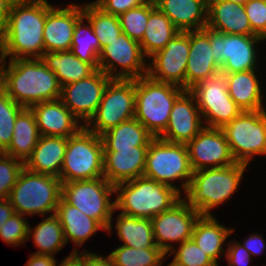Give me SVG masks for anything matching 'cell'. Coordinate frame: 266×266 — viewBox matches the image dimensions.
I'll return each mask as SVG.
<instances>
[{
  "mask_svg": "<svg viewBox=\"0 0 266 266\" xmlns=\"http://www.w3.org/2000/svg\"><path fill=\"white\" fill-rule=\"evenodd\" d=\"M53 6L47 0H15L0 37V60L41 58L45 52L43 30Z\"/></svg>",
  "mask_w": 266,
  "mask_h": 266,
  "instance_id": "obj_1",
  "label": "cell"
},
{
  "mask_svg": "<svg viewBox=\"0 0 266 266\" xmlns=\"http://www.w3.org/2000/svg\"><path fill=\"white\" fill-rule=\"evenodd\" d=\"M0 60V86L24 108L44 101L60 99L61 86L57 76L41 58L12 59L8 68Z\"/></svg>",
  "mask_w": 266,
  "mask_h": 266,
  "instance_id": "obj_2",
  "label": "cell"
},
{
  "mask_svg": "<svg viewBox=\"0 0 266 266\" xmlns=\"http://www.w3.org/2000/svg\"><path fill=\"white\" fill-rule=\"evenodd\" d=\"M177 186H169L145 176L115 185V210L121 209V214L152 219L155 215L170 209L181 199Z\"/></svg>",
  "mask_w": 266,
  "mask_h": 266,
  "instance_id": "obj_3",
  "label": "cell"
},
{
  "mask_svg": "<svg viewBox=\"0 0 266 266\" xmlns=\"http://www.w3.org/2000/svg\"><path fill=\"white\" fill-rule=\"evenodd\" d=\"M246 168L245 164L235 163L194 171L184 201L201 216H212L210 210L224 203L236 191Z\"/></svg>",
  "mask_w": 266,
  "mask_h": 266,
  "instance_id": "obj_4",
  "label": "cell"
},
{
  "mask_svg": "<svg viewBox=\"0 0 266 266\" xmlns=\"http://www.w3.org/2000/svg\"><path fill=\"white\" fill-rule=\"evenodd\" d=\"M185 89L148 75L135 79V116L154 137L167 128L176 99Z\"/></svg>",
  "mask_w": 266,
  "mask_h": 266,
  "instance_id": "obj_5",
  "label": "cell"
},
{
  "mask_svg": "<svg viewBox=\"0 0 266 266\" xmlns=\"http://www.w3.org/2000/svg\"><path fill=\"white\" fill-rule=\"evenodd\" d=\"M62 195V181L59 177L38 174L25 167L8 197L15 213L20 215L56 212Z\"/></svg>",
  "mask_w": 266,
  "mask_h": 266,
  "instance_id": "obj_6",
  "label": "cell"
},
{
  "mask_svg": "<svg viewBox=\"0 0 266 266\" xmlns=\"http://www.w3.org/2000/svg\"><path fill=\"white\" fill-rule=\"evenodd\" d=\"M104 146L100 135L83 126L68 137L60 171L62 183L104 177Z\"/></svg>",
  "mask_w": 266,
  "mask_h": 266,
  "instance_id": "obj_7",
  "label": "cell"
},
{
  "mask_svg": "<svg viewBox=\"0 0 266 266\" xmlns=\"http://www.w3.org/2000/svg\"><path fill=\"white\" fill-rule=\"evenodd\" d=\"M114 192L115 186L105 177H99L62 183L61 198L98 221L110 233L115 212V201H110V195Z\"/></svg>",
  "mask_w": 266,
  "mask_h": 266,
  "instance_id": "obj_8",
  "label": "cell"
},
{
  "mask_svg": "<svg viewBox=\"0 0 266 266\" xmlns=\"http://www.w3.org/2000/svg\"><path fill=\"white\" fill-rule=\"evenodd\" d=\"M192 175L193 170L185 144L168 142L159 137H154L150 141L143 176L169 186H174L170 181L187 180L182 182V188L186 190Z\"/></svg>",
  "mask_w": 266,
  "mask_h": 266,
  "instance_id": "obj_9",
  "label": "cell"
},
{
  "mask_svg": "<svg viewBox=\"0 0 266 266\" xmlns=\"http://www.w3.org/2000/svg\"><path fill=\"white\" fill-rule=\"evenodd\" d=\"M222 130L236 163L249 164L253 155H266V110L242 111Z\"/></svg>",
  "mask_w": 266,
  "mask_h": 266,
  "instance_id": "obj_10",
  "label": "cell"
},
{
  "mask_svg": "<svg viewBox=\"0 0 266 266\" xmlns=\"http://www.w3.org/2000/svg\"><path fill=\"white\" fill-rule=\"evenodd\" d=\"M134 116L135 79H111L103 92L96 113L85 127L101 135Z\"/></svg>",
  "mask_w": 266,
  "mask_h": 266,
  "instance_id": "obj_11",
  "label": "cell"
},
{
  "mask_svg": "<svg viewBox=\"0 0 266 266\" xmlns=\"http://www.w3.org/2000/svg\"><path fill=\"white\" fill-rule=\"evenodd\" d=\"M189 91L206 119V127L223 128L243 111L230 97L225 75L221 72L203 79Z\"/></svg>",
  "mask_w": 266,
  "mask_h": 266,
  "instance_id": "obj_12",
  "label": "cell"
},
{
  "mask_svg": "<svg viewBox=\"0 0 266 266\" xmlns=\"http://www.w3.org/2000/svg\"><path fill=\"white\" fill-rule=\"evenodd\" d=\"M210 45L214 60L221 67V73H235L257 70L255 44L264 38L257 35L223 34L209 29Z\"/></svg>",
  "mask_w": 266,
  "mask_h": 266,
  "instance_id": "obj_13",
  "label": "cell"
},
{
  "mask_svg": "<svg viewBox=\"0 0 266 266\" xmlns=\"http://www.w3.org/2000/svg\"><path fill=\"white\" fill-rule=\"evenodd\" d=\"M145 57L140 43L122 32L118 38L101 49L98 69L111 79H138L147 75ZM117 65L123 70L114 74L117 72Z\"/></svg>",
  "mask_w": 266,
  "mask_h": 266,
  "instance_id": "obj_14",
  "label": "cell"
},
{
  "mask_svg": "<svg viewBox=\"0 0 266 266\" xmlns=\"http://www.w3.org/2000/svg\"><path fill=\"white\" fill-rule=\"evenodd\" d=\"M190 50V31H179L165 46L152 56L147 75L159 82L185 89V74Z\"/></svg>",
  "mask_w": 266,
  "mask_h": 266,
  "instance_id": "obj_15",
  "label": "cell"
},
{
  "mask_svg": "<svg viewBox=\"0 0 266 266\" xmlns=\"http://www.w3.org/2000/svg\"><path fill=\"white\" fill-rule=\"evenodd\" d=\"M201 214L181 198L170 209L155 215L151 220L156 245L165 253L174 248L169 242L180 244L192 238L195 222Z\"/></svg>",
  "mask_w": 266,
  "mask_h": 266,
  "instance_id": "obj_16",
  "label": "cell"
},
{
  "mask_svg": "<svg viewBox=\"0 0 266 266\" xmlns=\"http://www.w3.org/2000/svg\"><path fill=\"white\" fill-rule=\"evenodd\" d=\"M110 80L109 76L97 69L87 78L62 86L60 100L78 120H85L86 125L96 113Z\"/></svg>",
  "mask_w": 266,
  "mask_h": 266,
  "instance_id": "obj_17",
  "label": "cell"
},
{
  "mask_svg": "<svg viewBox=\"0 0 266 266\" xmlns=\"http://www.w3.org/2000/svg\"><path fill=\"white\" fill-rule=\"evenodd\" d=\"M186 146L193 172L236 163L222 128L205 126Z\"/></svg>",
  "mask_w": 266,
  "mask_h": 266,
  "instance_id": "obj_18",
  "label": "cell"
},
{
  "mask_svg": "<svg viewBox=\"0 0 266 266\" xmlns=\"http://www.w3.org/2000/svg\"><path fill=\"white\" fill-rule=\"evenodd\" d=\"M194 95L185 90L175 101L162 140L187 145L205 126Z\"/></svg>",
  "mask_w": 266,
  "mask_h": 266,
  "instance_id": "obj_19",
  "label": "cell"
},
{
  "mask_svg": "<svg viewBox=\"0 0 266 266\" xmlns=\"http://www.w3.org/2000/svg\"><path fill=\"white\" fill-rule=\"evenodd\" d=\"M83 15V6L69 4L66 8L52 7L43 30L45 52L69 51L77 20Z\"/></svg>",
  "mask_w": 266,
  "mask_h": 266,
  "instance_id": "obj_20",
  "label": "cell"
},
{
  "mask_svg": "<svg viewBox=\"0 0 266 266\" xmlns=\"http://www.w3.org/2000/svg\"><path fill=\"white\" fill-rule=\"evenodd\" d=\"M221 72L214 60L213 47L210 45L209 28L190 31V50L185 74V90L207 77Z\"/></svg>",
  "mask_w": 266,
  "mask_h": 266,
  "instance_id": "obj_21",
  "label": "cell"
},
{
  "mask_svg": "<svg viewBox=\"0 0 266 266\" xmlns=\"http://www.w3.org/2000/svg\"><path fill=\"white\" fill-rule=\"evenodd\" d=\"M148 147L104 149V177L115 186L143 176Z\"/></svg>",
  "mask_w": 266,
  "mask_h": 266,
  "instance_id": "obj_22",
  "label": "cell"
},
{
  "mask_svg": "<svg viewBox=\"0 0 266 266\" xmlns=\"http://www.w3.org/2000/svg\"><path fill=\"white\" fill-rule=\"evenodd\" d=\"M34 113L41 136L68 138L75 135L83 126L60 100L44 101L30 107Z\"/></svg>",
  "mask_w": 266,
  "mask_h": 266,
  "instance_id": "obj_23",
  "label": "cell"
},
{
  "mask_svg": "<svg viewBox=\"0 0 266 266\" xmlns=\"http://www.w3.org/2000/svg\"><path fill=\"white\" fill-rule=\"evenodd\" d=\"M206 27L223 34L256 35L251 29L244 4L227 0H208Z\"/></svg>",
  "mask_w": 266,
  "mask_h": 266,
  "instance_id": "obj_24",
  "label": "cell"
},
{
  "mask_svg": "<svg viewBox=\"0 0 266 266\" xmlns=\"http://www.w3.org/2000/svg\"><path fill=\"white\" fill-rule=\"evenodd\" d=\"M153 1L179 31L202 30L207 25L208 0Z\"/></svg>",
  "mask_w": 266,
  "mask_h": 266,
  "instance_id": "obj_25",
  "label": "cell"
},
{
  "mask_svg": "<svg viewBox=\"0 0 266 266\" xmlns=\"http://www.w3.org/2000/svg\"><path fill=\"white\" fill-rule=\"evenodd\" d=\"M68 138L41 136L24 167L34 173L60 176Z\"/></svg>",
  "mask_w": 266,
  "mask_h": 266,
  "instance_id": "obj_26",
  "label": "cell"
},
{
  "mask_svg": "<svg viewBox=\"0 0 266 266\" xmlns=\"http://www.w3.org/2000/svg\"><path fill=\"white\" fill-rule=\"evenodd\" d=\"M55 214L62 225L66 242L71 239L79 247L99 229L105 230L98 221L88 217L62 198L57 205Z\"/></svg>",
  "mask_w": 266,
  "mask_h": 266,
  "instance_id": "obj_27",
  "label": "cell"
},
{
  "mask_svg": "<svg viewBox=\"0 0 266 266\" xmlns=\"http://www.w3.org/2000/svg\"><path fill=\"white\" fill-rule=\"evenodd\" d=\"M40 137L34 113L30 108H24L16 117L13 137L9 146L2 153L25 163L32 155Z\"/></svg>",
  "mask_w": 266,
  "mask_h": 266,
  "instance_id": "obj_28",
  "label": "cell"
},
{
  "mask_svg": "<svg viewBox=\"0 0 266 266\" xmlns=\"http://www.w3.org/2000/svg\"><path fill=\"white\" fill-rule=\"evenodd\" d=\"M256 70L223 73L230 97L243 111L264 109Z\"/></svg>",
  "mask_w": 266,
  "mask_h": 266,
  "instance_id": "obj_29",
  "label": "cell"
},
{
  "mask_svg": "<svg viewBox=\"0 0 266 266\" xmlns=\"http://www.w3.org/2000/svg\"><path fill=\"white\" fill-rule=\"evenodd\" d=\"M41 60L57 76L60 86L89 77L96 69L76 57L70 50L44 52Z\"/></svg>",
  "mask_w": 266,
  "mask_h": 266,
  "instance_id": "obj_30",
  "label": "cell"
},
{
  "mask_svg": "<svg viewBox=\"0 0 266 266\" xmlns=\"http://www.w3.org/2000/svg\"><path fill=\"white\" fill-rule=\"evenodd\" d=\"M104 149H134L149 146L154 136L134 117L100 135Z\"/></svg>",
  "mask_w": 266,
  "mask_h": 266,
  "instance_id": "obj_31",
  "label": "cell"
},
{
  "mask_svg": "<svg viewBox=\"0 0 266 266\" xmlns=\"http://www.w3.org/2000/svg\"><path fill=\"white\" fill-rule=\"evenodd\" d=\"M234 231L217 222L212 216H200L195 222L192 239L216 264L227 237Z\"/></svg>",
  "mask_w": 266,
  "mask_h": 266,
  "instance_id": "obj_32",
  "label": "cell"
},
{
  "mask_svg": "<svg viewBox=\"0 0 266 266\" xmlns=\"http://www.w3.org/2000/svg\"><path fill=\"white\" fill-rule=\"evenodd\" d=\"M179 32L171 20L155 7L149 14L144 37L140 42L146 57L165 48L166 44Z\"/></svg>",
  "mask_w": 266,
  "mask_h": 266,
  "instance_id": "obj_33",
  "label": "cell"
},
{
  "mask_svg": "<svg viewBox=\"0 0 266 266\" xmlns=\"http://www.w3.org/2000/svg\"><path fill=\"white\" fill-rule=\"evenodd\" d=\"M117 218L115 228L124 246L137 249L157 246L150 219L131 217L121 213Z\"/></svg>",
  "mask_w": 266,
  "mask_h": 266,
  "instance_id": "obj_34",
  "label": "cell"
},
{
  "mask_svg": "<svg viewBox=\"0 0 266 266\" xmlns=\"http://www.w3.org/2000/svg\"><path fill=\"white\" fill-rule=\"evenodd\" d=\"M31 236L32 229L28 226V237H33L34 244L38 247L39 251L34 254H43L54 256L58 251L67 244L62 225L57 215L54 213L45 218L35 228Z\"/></svg>",
  "mask_w": 266,
  "mask_h": 266,
  "instance_id": "obj_35",
  "label": "cell"
},
{
  "mask_svg": "<svg viewBox=\"0 0 266 266\" xmlns=\"http://www.w3.org/2000/svg\"><path fill=\"white\" fill-rule=\"evenodd\" d=\"M83 15L90 21L93 31L100 42V52L122 33L118 16L104 12L94 2L83 6Z\"/></svg>",
  "mask_w": 266,
  "mask_h": 266,
  "instance_id": "obj_36",
  "label": "cell"
},
{
  "mask_svg": "<svg viewBox=\"0 0 266 266\" xmlns=\"http://www.w3.org/2000/svg\"><path fill=\"white\" fill-rule=\"evenodd\" d=\"M84 19L85 17L82 15L76 22L70 51L97 70L100 42L93 31L90 21H88L89 25H83Z\"/></svg>",
  "mask_w": 266,
  "mask_h": 266,
  "instance_id": "obj_37",
  "label": "cell"
},
{
  "mask_svg": "<svg viewBox=\"0 0 266 266\" xmlns=\"http://www.w3.org/2000/svg\"><path fill=\"white\" fill-rule=\"evenodd\" d=\"M165 255L158 246L137 249L124 245L108 254L114 266H162Z\"/></svg>",
  "mask_w": 266,
  "mask_h": 266,
  "instance_id": "obj_38",
  "label": "cell"
},
{
  "mask_svg": "<svg viewBox=\"0 0 266 266\" xmlns=\"http://www.w3.org/2000/svg\"><path fill=\"white\" fill-rule=\"evenodd\" d=\"M155 7L153 0H147L143 5L119 15L122 32L126 33L132 40L140 43L144 37L149 14Z\"/></svg>",
  "mask_w": 266,
  "mask_h": 266,
  "instance_id": "obj_39",
  "label": "cell"
},
{
  "mask_svg": "<svg viewBox=\"0 0 266 266\" xmlns=\"http://www.w3.org/2000/svg\"><path fill=\"white\" fill-rule=\"evenodd\" d=\"M23 109L0 86V152L9 146L16 117Z\"/></svg>",
  "mask_w": 266,
  "mask_h": 266,
  "instance_id": "obj_40",
  "label": "cell"
},
{
  "mask_svg": "<svg viewBox=\"0 0 266 266\" xmlns=\"http://www.w3.org/2000/svg\"><path fill=\"white\" fill-rule=\"evenodd\" d=\"M178 249H172L173 261L167 266H216L217 264L202 250L191 238L178 245Z\"/></svg>",
  "mask_w": 266,
  "mask_h": 266,
  "instance_id": "obj_41",
  "label": "cell"
},
{
  "mask_svg": "<svg viewBox=\"0 0 266 266\" xmlns=\"http://www.w3.org/2000/svg\"><path fill=\"white\" fill-rule=\"evenodd\" d=\"M23 169L24 162L0 152V200L9 197Z\"/></svg>",
  "mask_w": 266,
  "mask_h": 266,
  "instance_id": "obj_42",
  "label": "cell"
},
{
  "mask_svg": "<svg viewBox=\"0 0 266 266\" xmlns=\"http://www.w3.org/2000/svg\"><path fill=\"white\" fill-rule=\"evenodd\" d=\"M28 222L23 215L14 213L1 227V239L10 245H19L25 243L28 237Z\"/></svg>",
  "mask_w": 266,
  "mask_h": 266,
  "instance_id": "obj_43",
  "label": "cell"
},
{
  "mask_svg": "<svg viewBox=\"0 0 266 266\" xmlns=\"http://www.w3.org/2000/svg\"><path fill=\"white\" fill-rule=\"evenodd\" d=\"M244 9L252 31L266 40V0H248Z\"/></svg>",
  "mask_w": 266,
  "mask_h": 266,
  "instance_id": "obj_44",
  "label": "cell"
},
{
  "mask_svg": "<svg viewBox=\"0 0 266 266\" xmlns=\"http://www.w3.org/2000/svg\"><path fill=\"white\" fill-rule=\"evenodd\" d=\"M147 0H96L93 1L104 12L119 16L126 11L143 5Z\"/></svg>",
  "mask_w": 266,
  "mask_h": 266,
  "instance_id": "obj_45",
  "label": "cell"
},
{
  "mask_svg": "<svg viewBox=\"0 0 266 266\" xmlns=\"http://www.w3.org/2000/svg\"><path fill=\"white\" fill-rule=\"evenodd\" d=\"M228 246L226 258L229 266H247L251 261V254L238 242H231Z\"/></svg>",
  "mask_w": 266,
  "mask_h": 266,
  "instance_id": "obj_46",
  "label": "cell"
},
{
  "mask_svg": "<svg viewBox=\"0 0 266 266\" xmlns=\"http://www.w3.org/2000/svg\"><path fill=\"white\" fill-rule=\"evenodd\" d=\"M243 243V247L251 254V256L262 253L265 248L263 236L258 234L249 236Z\"/></svg>",
  "mask_w": 266,
  "mask_h": 266,
  "instance_id": "obj_47",
  "label": "cell"
},
{
  "mask_svg": "<svg viewBox=\"0 0 266 266\" xmlns=\"http://www.w3.org/2000/svg\"><path fill=\"white\" fill-rule=\"evenodd\" d=\"M83 266H114L112 259L107 256L102 257L96 254L83 252Z\"/></svg>",
  "mask_w": 266,
  "mask_h": 266,
  "instance_id": "obj_48",
  "label": "cell"
},
{
  "mask_svg": "<svg viewBox=\"0 0 266 266\" xmlns=\"http://www.w3.org/2000/svg\"><path fill=\"white\" fill-rule=\"evenodd\" d=\"M54 256L32 254L25 266H58Z\"/></svg>",
  "mask_w": 266,
  "mask_h": 266,
  "instance_id": "obj_49",
  "label": "cell"
},
{
  "mask_svg": "<svg viewBox=\"0 0 266 266\" xmlns=\"http://www.w3.org/2000/svg\"><path fill=\"white\" fill-rule=\"evenodd\" d=\"M14 1L15 0H0V37L5 30Z\"/></svg>",
  "mask_w": 266,
  "mask_h": 266,
  "instance_id": "obj_50",
  "label": "cell"
},
{
  "mask_svg": "<svg viewBox=\"0 0 266 266\" xmlns=\"http://www.w3.org/2000/svg\"><path fill=\"white\" fill-rule=\"evenodd\" d=\"M15 213L9 199L0 200V227Z\"/></svg>",
  "mask_w": 266,
  "mask_h": 266,
  "instance_id": "obj_51",
  "label": "cell"
},
{
  "mask_svg": "<svg viewBox=\"0 0 266 266\" xmlns=\"http://www.w3.org/2000/svg\"><path fill=\"white\" fill-rule=\"evenodd\" d=\"M58 266H83V252L79 255L78 250L74 249Z\"/></svg>",
  "mask_w": 266,
  "mask_h": 266,
  "instance_id": "obj_52",
  "label": "cell"
},
{
  "mask_svg": "<svg viewBox=\"0 0 266 266\" xmlns=\"http://www.w3.org/2000/svg\"><path fill=\"white\" fill-rule=\"evenodd\" d=\"M234 3L245 4L248 0H227Z\"/></svg>",
  "mask_w": 266,
  "mask_h": 266,
  "instance_id": "obj_53",
  "label": "cell"
}]
</instances>
